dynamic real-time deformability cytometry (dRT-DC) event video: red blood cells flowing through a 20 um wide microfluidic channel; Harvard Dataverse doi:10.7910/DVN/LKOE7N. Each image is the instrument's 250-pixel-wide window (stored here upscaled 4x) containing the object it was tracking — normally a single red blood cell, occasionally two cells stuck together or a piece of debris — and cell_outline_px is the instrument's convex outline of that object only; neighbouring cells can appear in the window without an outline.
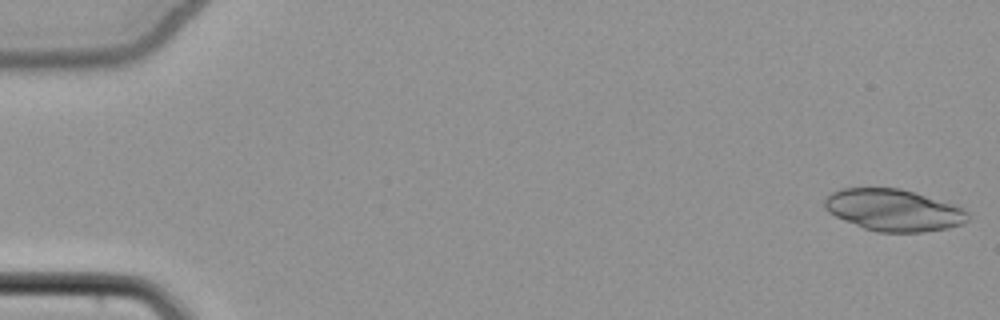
{"species": "common noctule bat (a hibernating species)", "species_latin": "Nyctalus noctula", "temperature_condition": "cold", "stored_images_in_passage": 53, "segment_of_instrument_passage": [1, 2], "camera_frame_rate_fps": 3000, "um_per_image_px": 0.085, "animal": {"sex": "female", "body_mass_g": 22.7, "forearm_length_mm": 54.2}, "frame": {"image": 1, "passage_image": 1, "time_ms": 0.0, "image_size_px": [1000, 320], "cell_outline_px": [[968, 220], [964, 224], [948, 228], [924, 232], [876, 232], [864, 228], [844, 220], [828, 212], [824, 208], [824, 200], [832, 192], [844, 188], [900, 188], [916, 192], [956, 204], [964, 208], [968, 212]], "centroid_in_image_um": [76.0, 17.86], "position_along_channel_um": 9.0, "area_um2": 35.2}}